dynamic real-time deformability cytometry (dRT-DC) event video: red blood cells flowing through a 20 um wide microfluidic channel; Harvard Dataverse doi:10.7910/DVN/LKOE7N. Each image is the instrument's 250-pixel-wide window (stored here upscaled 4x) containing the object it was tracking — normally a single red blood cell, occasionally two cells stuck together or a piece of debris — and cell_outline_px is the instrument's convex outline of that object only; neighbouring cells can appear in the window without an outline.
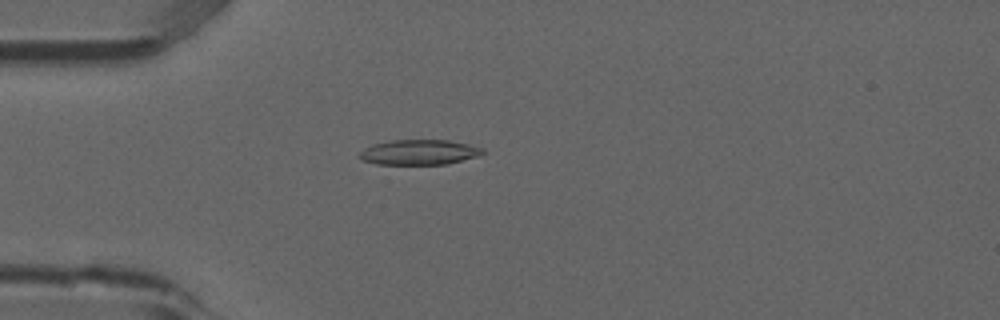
{"species": "common noctule bat (a hibernating species)", "species_latin": "Nyctalus noctula", "temperature_condition": "room temperature", "stored_images_in_passage": 2, "camera_frame_rate_fps": 3000, "um_per_image_px": 0.085, "animal": {"sex": "male", "forearm_length_mm": 52.5}, "frame": {"image": 1, "passage_image": 1, "time_ms": 0.0, "image_size_px": [1000, 320], "cell_outline_px": [[484, 152], [480, 156], [448, 164], [376, 164], [364, 160], [356, 156], [364, 148], [372, 144], [392, 140], [448, 140], [468, 144], [484, 148]], "centroid_in_image_um": [35.64, 12.94], "position_along_channel_um": 49.4, "area_um2": 18.15}}